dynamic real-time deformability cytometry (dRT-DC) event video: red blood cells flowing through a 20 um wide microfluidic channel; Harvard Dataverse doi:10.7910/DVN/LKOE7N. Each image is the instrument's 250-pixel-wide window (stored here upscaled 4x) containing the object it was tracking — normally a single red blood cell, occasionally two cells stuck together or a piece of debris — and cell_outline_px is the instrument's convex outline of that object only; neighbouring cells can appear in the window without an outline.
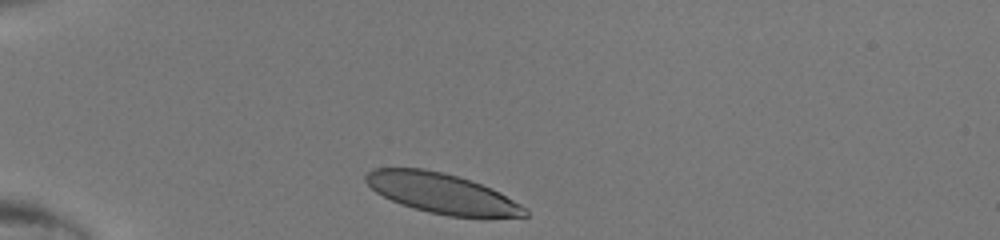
{"species": "human", "species_latin": "Homo sapiens", "temperature_condition": "room temperature", "stored_images_in_passage": 29, "camera_frame_rate_fps": 3000, "um_per_image_px": 0.085, "donor": {"sex": "male"}, "frame": {"image": 1, "passage_image": 1, "time_ms": 0.0, "image_size_px": [1000, 240], "cell_outline_px": [[528, 216], [448, 216], [428, 212], [400, 204], [376, 192], [364, 180], [364, 176], [372, 168], [424, 168], [444, 172], [472, 180], [492, 188], [500, 192], [528, 208]], "centroid_in_image_um": [37.55, 16.41], "position_along_channel_um": 47.4, "area_um2": 37.05}}
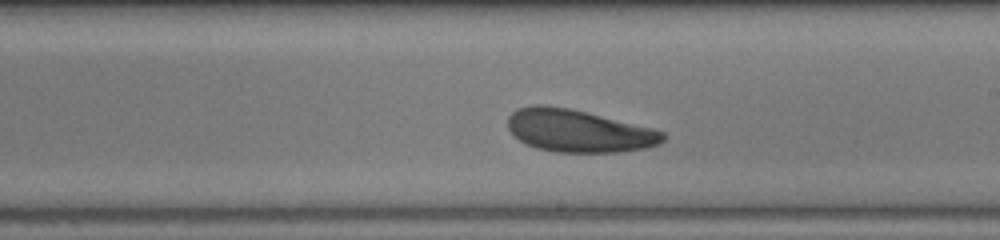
{"frame": {"image": 2, "passage_image": 17, "time_ms": 5.333, "image_size_px": [1000, 240], "cell_outline_px": [[664, 140], [660, 144], [648, 148], [620, 152], [556, 152], [536, 148], [520, 140], [508, 128], [508, 116], [516, 108], [532, 104], [544, 104], [568, 108], [652, 128], [664, 132]], "centroid_in_image_um": [49.16, 11.12], "position_along_channel_um": 239.8, "area_um2": 38.32}}
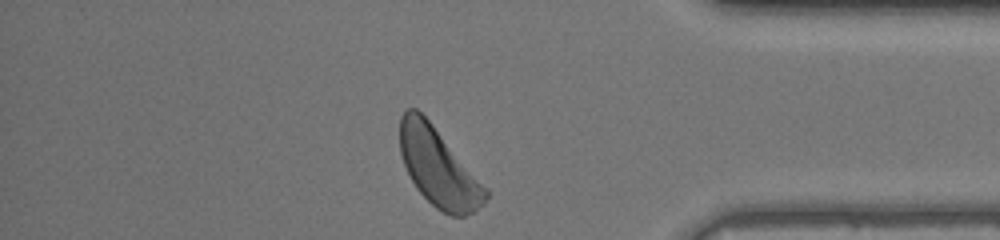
{"frame": {"image": 3, "passage_image": 29, "time_ms": 9.333, "image_size_px": [1000, 240], "cell_outline_px": [[488, 196], [484, 204], [472, 212], [464, 216], [452, 216], [436, 208], [416, 188], [404, 164], [400, 152], [400, 116], [408, 108], [416, 108], [432, 124], [488, 188]], "centroid_in_image_um": [37.28, 14.24], "position_along_channel_um": 397.9, "area_um2": 38.61}}